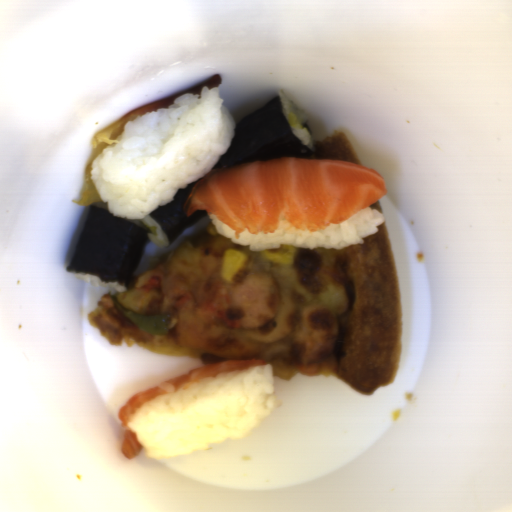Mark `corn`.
<instances>
[{"instance_id":"corn-1","label":"corn","mask_w":512,"mask_h":512,"mask_svg":"<svg viewBox=\"0 0 512 512\" xmlns=\"http://www.w3.org/2000/svg\"><path fill=\"white\" fill-rule=\"evenodd\" d=\"M246 263L247 257L241 250H225L221 257L220 267V276L222 281H232Z\"/></svg>"}]
</instances>
